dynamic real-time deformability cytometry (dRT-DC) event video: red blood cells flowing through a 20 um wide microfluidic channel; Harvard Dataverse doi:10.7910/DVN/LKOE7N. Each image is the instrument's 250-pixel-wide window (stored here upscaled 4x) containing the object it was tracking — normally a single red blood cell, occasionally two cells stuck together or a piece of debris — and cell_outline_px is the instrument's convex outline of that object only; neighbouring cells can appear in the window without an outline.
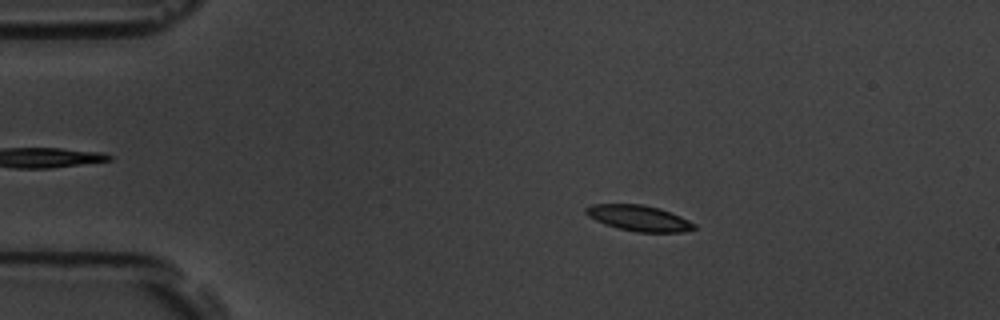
{"species": "common noctule bat (a hibernating species)", "species_latin": "Nyctalus noctula", "temperature_condition": "room temperature", "stored_images_in_passage": 58, "camera_frame_rate_fps": 3000, "um_per_image_px": 0.085, "animal": {"sex": "male", "body_mass_g": 19.5, "forearm_length_mm": 54.6}, "frame": {"image": 1, "passage_image": 11, "time_ms": 3.333, "image_size_px": [1000, 320], "cell_outline_px": [[696, 228], [684, 232], [636, 232], [616, 228], [604, 224], [588, 216], [584, 212], [584, 208], [592, 204], [644, 204], [660, 208], [680, 216], [696, 224]], "centroid_in_image_um": [54.29, 18.54], "position_along_channel_um": 30.7, "area_um2": 16.42}}
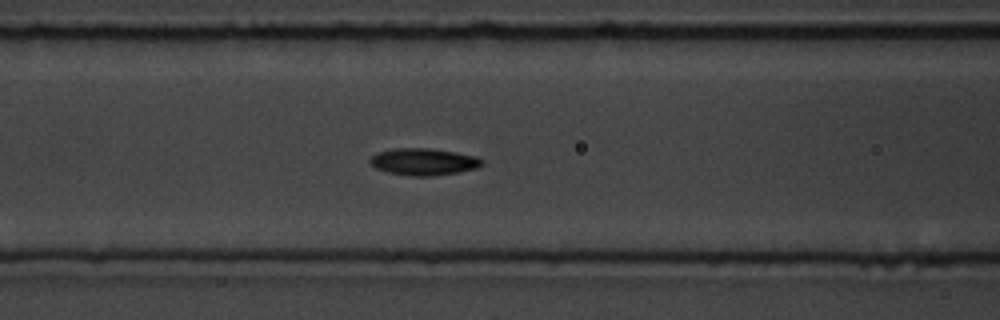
{"frame": {"image": 2, "passage_image": 24, "time_ms": 7.667, "image_size_px": [1000, 320], "cell_outline_px": [[484, 164], [476, 168], [456, 172], [432, 176], [412, 176], [388, 172], [376, 168], [368, 160], [376, 152], [392, 148], [428, 148], [456, 152], [476, 156], [484, 160]], "centroid_in_image_um": [36.0, 13.73], "position_along_channel_um": 130.6, "area_um2": 17.57}}
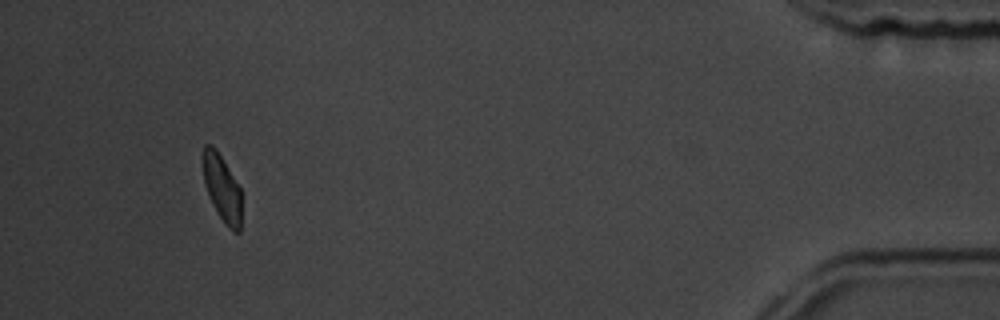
{"frame": {"image": 3, "passage_image": 54, "time_ms": 17.667, "image_size_px": [1000, 320], "cell_outline_px": [[240, 232], [232, 232], [224, 224], [204, 184], [204, 144], [212, 144], [216, 148], [240, 188]], "centroid_in_image_um": [18.88, 16.0], "position_along_channel_um": 416.3, "area_um2": 14.39}, "authors_computed_cell_mechanics": {"area_um2": 16.5019, "velocity_mm_per_s": 3.5575, "shape_relaxation_time_tau1_ms": 2.3181, "shape_relaxation_time_tau2_ms": 4.9713, "deformation_change_tau1": 0.1077, "deformation_change_tau2": 0.0848}}